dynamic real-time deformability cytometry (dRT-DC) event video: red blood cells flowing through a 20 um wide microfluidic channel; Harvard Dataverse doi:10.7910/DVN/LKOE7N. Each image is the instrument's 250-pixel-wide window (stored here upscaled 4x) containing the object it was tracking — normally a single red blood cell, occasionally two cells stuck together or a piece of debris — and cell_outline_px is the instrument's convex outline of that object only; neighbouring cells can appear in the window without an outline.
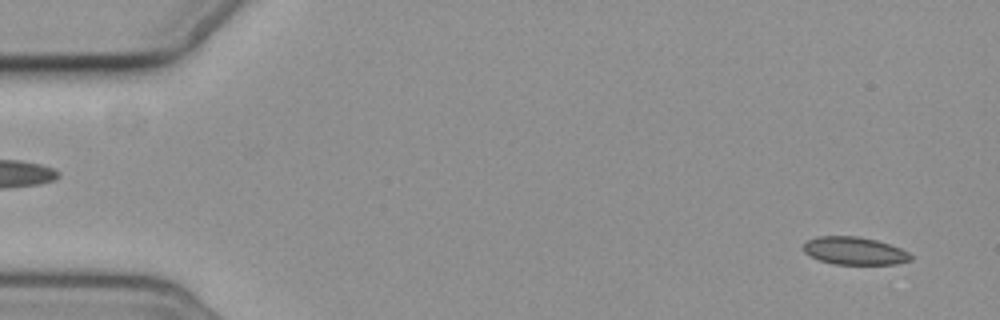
{"species": "common noctule bat (a hibernating species)", "species_latin": "Nyctalus noctula", "temperature_condition": "cold", "stored_images_in_passage": 5, "camera_frame_rate_fps": 3000, "um_per_image_px": 0.085, "animal": {"sex": "female", "body_mass_g": 19.3, "forearm_length_mm": 54.1}, "frame": {"image": 1, "passage_image": 5, "time_ms": 5.667, "image_size_px": [1000, 320], "cell_outline_px": [[912, 260], [896, 264], [832, 264], [808, 256], [804, 252], [804, 244], [808, 240], [816, 236], [856, 236], [876, 240], [900, 248], [908, 252], [912, 256]], "centroid_in_image_um": [72.61, 21.32], "position_along_channel_um": 12.4, "area_um2": 17.34}}